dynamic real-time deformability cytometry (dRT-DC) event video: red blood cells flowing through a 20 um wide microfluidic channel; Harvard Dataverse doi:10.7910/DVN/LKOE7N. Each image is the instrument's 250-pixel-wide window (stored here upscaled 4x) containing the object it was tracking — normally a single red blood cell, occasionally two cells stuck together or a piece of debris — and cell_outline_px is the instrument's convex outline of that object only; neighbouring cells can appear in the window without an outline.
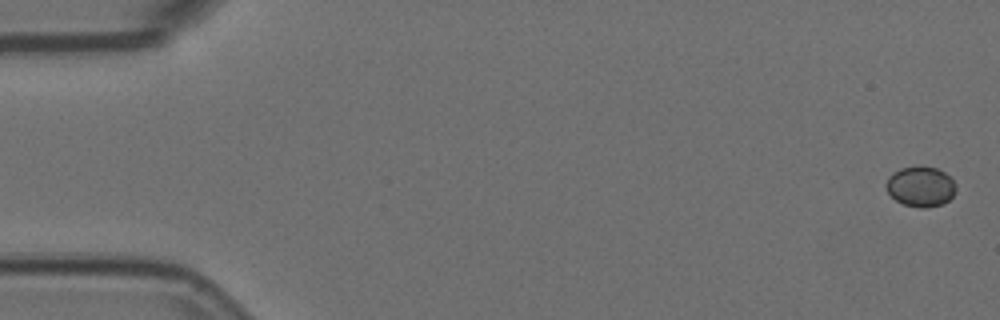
{"species": "Egyptian fruit bat (a non-hibernating species)", "species_latin": "Rousettus aegyptiacus", "temperature_condition": "room temperature", "stored_images_in_passage": 6, "camera_frame_rate_fps": 3000, "um_per_image_px": 0.085, "animal": {"sex": "female"}, "frame": {"image": 1, "passage_image": 1, "time_ms": 0.0, "image_size_px": [1000, 320], "cell_outline_px": [[956, 192], [944, 204], [924, 208], [920, 208], [904, 204], [896, 200], [888, 192], [884, 184], [888, 176], [892, 172], [900, 168], [920, 164], [936, 168], [944, 172], [956, 184]], "centroid_in_image_um": [78.23, 15.83], "position_along_channel_um": 6.8, "area_um2": 16.7}}
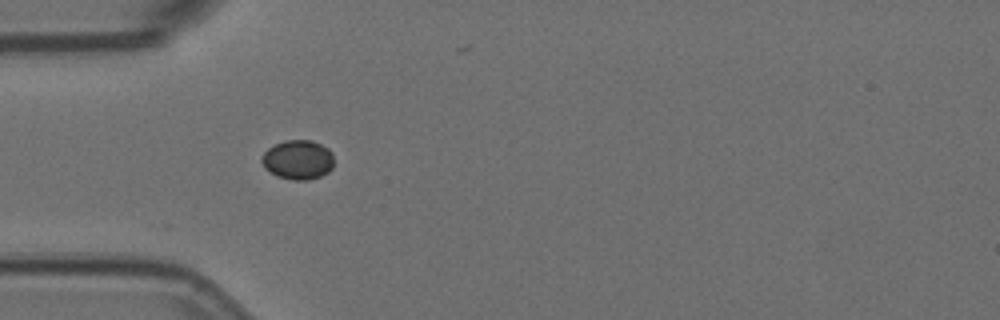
{"frame": {"image": 2, "passage_image": 5, "time_ms": 1.333, "image_size_px": [1000, 320], "cell_outline_px": [[332, 168], [328, 172], [320, 176], [308, 180], [292, 180], [276, 176], [264, 168], [260, 160], [264, 152], [268, 148], [284, 140], [312, 140], [328, 148], [332, 152]], "centroid_in_image_um": [25.3, 13.58], "position_along_channel_um": 59.7, "area_um2": 16.65}}
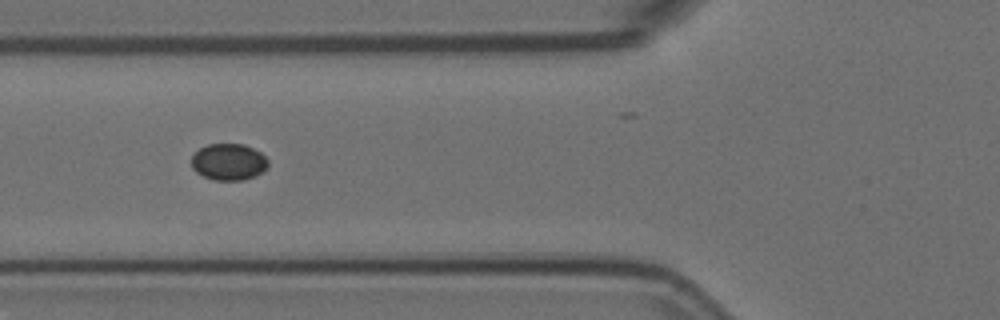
{"frame": {"image": 3, "passage_image": 6, "time_ms": 1.667, "image_size_px": [1000, 320], "cell_outline_px": [[268, 164], [256, 176], [240, 180], [216, 180], [204, 176], [196, 172], [192, 168], [192, 156], [200, 148], [208, 144], [244, 144], [260, 152], [268, 160]], "centroid_in_image_um": [19.42, 13.75], "position_along_channel_um": 106.4, "area_um2": 16.13}}